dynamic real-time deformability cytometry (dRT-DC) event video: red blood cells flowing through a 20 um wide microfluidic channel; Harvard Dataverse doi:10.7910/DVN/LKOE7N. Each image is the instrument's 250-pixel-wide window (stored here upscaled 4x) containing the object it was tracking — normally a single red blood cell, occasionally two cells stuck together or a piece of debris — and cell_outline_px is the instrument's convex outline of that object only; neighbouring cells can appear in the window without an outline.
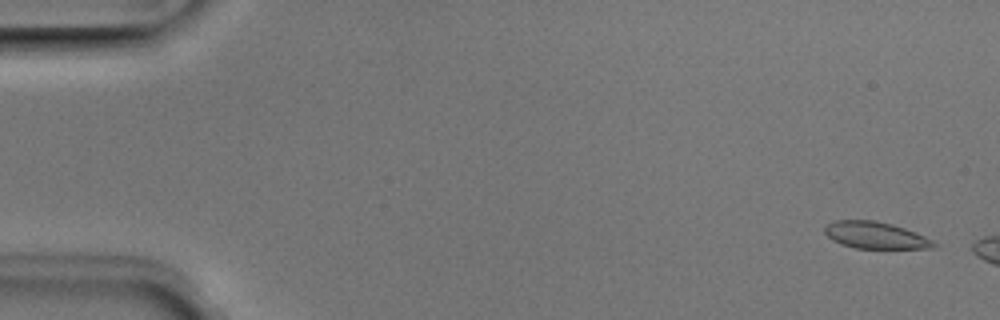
{"species": "Egyptian fruit bat (a non-hibernating species)", "species_latin": "Rousettus aegyptiacus", "temperature_condition": "room temperature", "stored_images_in_passage": 7, "camera_frame_rate_fps": 3000, "um_per_image_px": 0.085, "animal": {"sex": "male"}, "frame": {"image": 1, "passage_image": 2, "time_ms": 0.333, "image_size_px": [1000, 320], "cell_outline_px": [[936, 244], [932, 248], [856, 248], [840, 244], [832, 240], [824, 232], [824, 228], [828, 224], [836, 220], [872, 220], [892, 224], [904, 228], [924, 236], [932, 240]], "centroid_in_image_um": [74.37, 19.99], "position_along_channel_um": 10.6, "area_um2": 16.82}}